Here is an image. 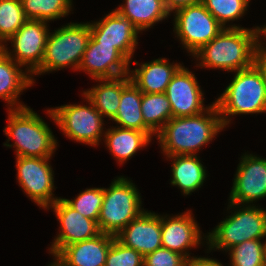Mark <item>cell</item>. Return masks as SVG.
<instances>
[{"mask_svg":"<svg viewBox=\"0 0 266 266\" xmlns=\"http://www.w3.org/2000/svg\"><path fill=\"white\" fill-rule=\"evenodd\" d=\"M266 197V158L243 154L238 164L229 203L250 205Z\"/></svg>","mask_w":266,"mask_h":266,"instance_id":"cell-13","label":"cell"},{"mask_svg":"<svg viewBox=\"0 0 266 266\" xmlns=\"http://www.w3.org/2000/svg\"><path fill=\"white\" fill-rule=\"evenodd\" d=\"M91 38L101 44L113 45L129 62L132 61L140 31L116 10L103 19L90 23Z\"/></svg>","mask_w":266,"mask_h":266,"instance_id":"cell-14","label":"cell"},{"mask_svg":"<svg viewBox=\"0 0 266 266\" xmlns=\"http://www.w3.org/2000/svg\"><path fill=\"white\" fill-rule=\"evenodd\" d=\"M115 238L143 256L152 253L162 247L161 216L155 212L143 211L116 234Z\"/></svg>","mask_w":266,"mask_h":266,"instance_id":"cell-18","label":"cell"},{"mask_svg":"<svg viewBox=\"0 0 266 266\" xmlns=\"http://www.w3.org/2000/svg\"><path fill=\"white\" fill-rule=\"evenodd\" d=\"M139 66L133 71L129 70L132 83L142 93H165L168 84L182 64H170L166 58H158Z\"/></svg>","mask_w":266,"mask_h":266,"instance_id":"cell-20","label":"cell"},{"mask_svg":"<svg viewBox=\"0 0 266 266\" xmlns=\"http://www.w3.org/2000/svg\"><path fill=\"white\" fill-rule=\"evenodd\" d=\"M237 209L230 216L221 221L206 238L208 250H224L228 252L233 246L246 240L266 238V209L258 208L256 205H243L230 203ZM240 206V207H239ZM242 207V208H241Z\"/></svg>","mask_w":266,"mask_h":266,"instance_id":"cell-5","label":"cell"},{"mask_svg":"<svg viewBox=\"0 0 266 266\" xmlns=\"http://www.w3.org/2000/svg\"><path fill=\"white\" fill-rule=\"evenodd\" d=\"M104 198V188H87L73 200L65 201L83 216L98 222Z\"/></svg>","mask_w":266,"mask_h":266,"instance_id":"cell-32","label":"cell"},{"mask_svg":"<svg viewBox=\"0 0 266 266\" xmlns=\"http://www.w3.org/2000/svg\"><path fill=\"white\" fill-rule=\"evenodd\" d=\"M263 266H266V241L264 242Z\"/></svg>","mask_w":266,"mask_h":266,"instance_id":"cell-39","label":"cell"},{"mask_svg":"<svg viewBox=\"0 0 266 266\" xmlns=\"http://www.w3.org/2000/svg\"><path fill=\"white\" fill-rule=\"evenodd\" d=\"M4 51V43L0 40V54Z\"/></svg>","mask_w":266,"mask_h":266,"instance_id":"cell-40","label":"cell"},{"mask_svg":"<svg viewBox=\"0 0 266 266\" xmlns=\"http://www.w3.org/2000/svg\"><path fill=\"white\" fill-rule=\"evenodd\" d=\"M21 67L5 51L0 54V98L8 102V109L25 107L17 98L35 83L33 75L28 74L27 70L24 72Z\"/></svg>","mask_w":266,"mask_h":266,"instance_id":"cell-21","label":"cell"},{"mask_svg":"<svg viewBox=\"0 0 266 266\" xmlns=\"http://www.w3.org/2000/svg\"><path fill=\"white\" fill-rule=\"evenodd\" d=\"M8 111V125L3 130L8 140L3 145L15 147L16 157L51 158L58 142L40 115L28 106Z\"/></svg>","mask_w":266,"mask_h":266,"instance_id":"cell-3","label":"cell"},{"mask_svg":"<svg viewBox=\"0 0 266 266\" xmlns=\"http://www.w3.org/2000/svg\"><path fill=\"white\" fill-rule=\"evenodd\" d=\"M27 20L21 0H0V40L4 44Z\"/></svg>","mask_w":266,"mask_h":266,"instance_id":"cell-30","label":"cell"},{"mask_svg":"<svg viewBox=\"0 0 266 266\" xmlns=\"http://www.w3.org/2000/svg\"><path fill=\"white\" fill-rule=\"evenodd\" d=\"M141 111L144 123L157 134L173 118L165 93H142Z\"/></svg>","mask_w":266,"mask_h":266,"instance_id":"cell-27","label":"cell"},{"mask_svg":"<svg viewBox=\"0 0 266 266\" xmlns=\"http://www.w3.org/2000/svg\"><path fill=\"white\" fill-rule=\"evenodd\" d=\"M47 22L27 20L23 26L8 40L13 46L9 52L4 45L5 53L25 70L32 73L41 65L44 57L47 37L49 35ZM14 53V54H13ZM29 65V66H28Z\"/></svg>","mask_w":266,"mask_h":266,"instance_id":"cell-11","label":"cell"},{"mask_svg":"<svg viewBox=\"0 0 266 266\" xmlns=\"http://www.w3.org/2000/svg\"><path fill=\"white\" fill-rule=\"evenodd\" d=\"M129 65L113 45L97 43L90 37L78 70L92 79L115 78L129 74Z\"/></svg>","mask_w":266,"mask_h":266,"instance_id":"cell-16","label":"cell"},{"mask_svg":"<svg viewBox=\"0 0 266 266\" xmlns=\"http://www.w3.org/2000/svg\"><path fill=\"white\" fill-rule=\"evenodd\" d=\"M141 196L135 184L127 178L117 177L109 188H104V198L98 219L100 232L118 234L143 211Z\"/></svg>","mask_w":266,"mask_h":266,"instance_id":"cell-7","label":"cell"},{"mask_svg":"<svg viewBox=\"0 0 266 266\" xmlns=\"http://www.w3.org/2000/svg\"><path fill=\"white\" fill-rule=\"evenodd\" d=\"M161 216V241L162 247L190 258L187 250L196 248L201 244L202 231L193 219L191 210L180 215Z\"/></svg>","mask_w":266,"mask_h":266,"instance_id":"cell-17","label":"cell"},{"mask_svg":"<svg viewBox=\"0 0 266 266\" xmlns=\"http://www.w3.org/2000/svg\"><path fill=\"white\" fill-rule=\"evenodd\" d=\"M186 258L167 248H159L144 256L143 266H184Z\"/></svg>","mask_w":266,"mask_h":266,"instance_id":"cell-34","label":"cell"},{"mask_svg":"<svg viewBox=\"0 0 266 266\" xmlns=\"http://www.w3.org/2000/svg\"><path fill=\"white\" fill-rule=\"evenodd\" d=\"M215 104L224 128L230 124V116L266 113V82L255 64L236 71Z\"/></svg>","mask_w":266,"mask_h":266,"instance_id":"cell-4","label":"cell"},{"mask_svg":"<svg viewBox=\"0 0 266 266\" xmlns=\"http://www.w3.org/2000/svg\"><path fill=\"white\" fill-rule=\"evenodd\" d=\"M223 128L219 110L215 102H212L200 114L171 118L156 136L162 153L166 156L196 155Z\"/></svg>","mask_w":266,"mask_h":266,"instance_id":"cell-1","label":"cell"},{"mask_svg":"<svg viewBox=\"0 0 266 266\" xmlns=\"http://www.w3.org/2000/svg\"><path fill=\"white\" fill-rule=\"evenodd\" d=\"M264 36L266 38V26L264 25L263 27H259V37Z\"/></svg>","mask_w":266,"mask_h":266,"instance_id":"cell-38","label":"cell"},{"mask_svg":"<svg viewBox=\"0 0 266 266\" xmlns=\"http://www.w3.org/2000/svg\"><path fill=\"white\" fill-rule=\"evenodd\" d=\"M264 44L266 43H263L260 39L257 42L254 52V64L260 70L266 82V47L263 46Z\"/></svg>","mask_w":266,"mask_h":266,"instance_id":"cell-35","label":"cell"},{"mask_svg":"<svg viewBox=\"0 0 266 266\" xmlns=\"http://www.w3.org/2000/svg\"><path fill=\"white\" fill-rule=\"evenodd\" d=\"M262 239L246 240L230 248V266H263Z\"/></svg>","mask_w":266,"mask_h":266,"instance_id":"cell-31","label":"cell"},{"mask_svg":"<svg viewBox=\"0 0 266 266\" xmlns=\"http://www.w3.org/2000/svg\"><path fill=\"white\" fill-rule=\"evenodd\" d=\"M173 13L175 37L179 38L191 55L211 42L224 29L202 2L182 7Z\"/></svg>","mask_w":266,"mask_h":266,"instance_id":"cell-9","label":"cell"},{"mask_svg":"<svg viewBox=\"0 0 266 266\" xmlns=\"http://www.w3.org/2000/svg\"><path fill=\"white\" fill-rule=\"evenodd\" d=\"M94 80L100 83L87 91H83L82 95L93 104L103 118L108 117L113 120L120 105L122 76Z\"/></svg>","mask_w":266,"mask_h":266,"instance_id":"cell-26","label":"cell"},{"mask_svg":"<svg viewBox=\"0 0 266 266\" xmlns=\"http://www.w3.org/2000/svg\"><path fill=\"white\" fill-rule=\"evenodd\" d=\"M115 10L132 22L140 32L170 16L163 0H125Z\"/></svg>","mask_w":266,"mask_h":266,"instance_id":"cell-25","label":"cell"},{"mask_svg":"<svg viewBox=\"0 0 266 266\" xmlns=\"http://www.w3.org/2000/svg\"><path fill=\"white\" fill-rule=\"evenodd\" d=\"M51 158L16 157L17 180L19 185L38 206L47 209L54 198V171L48 161Z\"/></svg>","mask_w":266,"mask_h":266,"instance_id":"cell-10","label":"cell"},{"mask_svg":"<svg viewBox=\"0 0 266 266\" xmlns=\"http://www.w3.org/2000/svg\"><path fill=\"white\" fill-rule=\"evenodd\" d=\"M115 238L100 233L94 238L64 246L54 257V266H105L109 248Z\"/></svg>","mask_w":266,"mask_h":266,"instance_id":"cell-19","label":"cell"},{"mask_svg":"<svg viewBox=\"0 0 266 266\" xmlns=\"http://www.w3.org/2000/svg\"><path fill=\"white\" fill-rule=\"evenodd\" d=\"M144 256L120 243L116 238L109 248L105 266H143Z\"/></svg>","mask_w":266,"mask_h":266,"instance_id":"cell-33","label":"cell"},{"mask_svg":"<svg viewBox=\"0 0 266 266\" xmlns=\"http://www.w3.org/2000/svg\"><path fill=\"white\" fill-rule=\"evenodd\" d=\"M90 37V22H71L49 32L41 65L32 74L41 75L71 66L78 70Z\"/></svg>","mask_w":266,"mask_h":266,"instance_id":"cell-6","label":"cell"},{"mask_svg":"<svg viewBox=\"0 0 266 266\" xmlns=\"http://www.w3.org/2000/svg\"><path fill=\"white\" fill-rule=\"evenodd\" d=\"M28 20L54 21L72 11V0H21Z\"/></svg>","mask_w":266,"mask_h":266,"instance_id":"cell-28","label":"cell"},{"mask_svg":"<svg viewBox=\"0 0 266 266\" xmlns=\"http://www.w3.org/2000/svg\"><path fill=\"white\" fill-rule=\"evenodd\" d=\"M87 105H61L48 109L47 114L53 119L62 132L71 140L88 144L99 145L104 132L103 116L85 97Z\"/></svg>","mask_w":266,"mask_h":266,"instance_id":"cell-8","label":"cell"},{"mask_svg":"<svg viewBox=\"0 0 266 266\" xmlns=\"http://www.w3.org/2000/svg\"><path fill=\"white\" fill-rule=\"evenodd\" d=\"M184 266H223V264L212 258L191 257L185 260Z\"/></svg>","mask_w":266,"mask_h":266,"instance_id":"cell-36","label":"cell"},{"mask_svg":"<svg viewBox=\"0 0 266 266\" xmlns=\"http://www.w3.org/2000/svg\"><path fill=\"white\" fill-rule=\"evenodd\" d=\"M196 76L182 66L171 79L165 94L170 101L173 117H188L206 111L204 93Z\"/></svg>","mask_w":266,"mask_h":266,"instance_id":"cell-15","label":"cell"},{"mask_svg":"<svg viewBox=\"0 0 266 266\" xmlns=\"http://www.w3.org/2000/svg\"><path fill=\"white\" fill-rule=\"evenodd\" d=\"M250 0H201L205 8L219 22L223 28H241L240 26L227 25L230 21L238 20L247 11Z\"/></svg>","mask_w":266,"mask_h":266,"instance_id":"cell-29","label":"cell"},{"mask_svg":"<svg viewBox=\"0 0 266 266\" xmlns=\"http://www.w3.org/2000/svg\"><path fill=\"white\" fill-rule=\"evenodd\" d=\"M141 101L142 92L132 83L129 74L122 76L120 105L113 121L121 128L144 131L152 139L156 134L144 123Z\"/></svg>","mask_w":266,"mask_h":266,"instance_id":"cell-22","label":"cell"},{"mask_svg":"<svg viewBox=\"0 0 266 266\" xmlns=\"http://www.w3.org/2000/svg\"><path fill=\"white\" fill-rule=\"evenodd\" d=\"M104 142L114 158L123 164L132 158L138 150L151 142V138L144 132L121 127H111L106 130Z\"/></svg>","mask_w":266,"mask_h":266,"instance_id":"cell-23","label":"cell"},{"mask_svg":"<svg viewBox=\"0 0 266 266\" xmlns=\"http://www.w3.org/2000/svg\"><path fill=\"white\" fill-rule=\"evenodd\" d=\"M172 159V186L180 188L185 195L203 186L207 171L197 155L166 156Z\"/></svg>","mask_w":266,"mask_h":266,"instance_id":"cell-24","label":"cell"},{"mask_svg":"<svg viewBox=\"0 0 266 266\" xmlns=\"http://www.w3.org/2000/svg\"><path fill=\"white\" fill-rule=\"evenodd\" d=\"M50 208L60 223V232L49 249L53 256L64 246L94 238L101 233L96 221L80 214L65 201V198L59 197L47 210Z\"/></svg>","mask_w":266,"mask_h":266,"instance_id":"cell-12","label":"cell"},{"mask_svg":"<svg viewBox=\"0 0 266 266\" xmlns=\"http://www.w3.org/2000/svg\"><path fill=\"white\" fill-rule=\"evenodd\" d=\"M166 10L171 14L182 7H186L195 3L201 2V0H163Z\"/></svg>","mask_w":266,"mask_h":266,"instance_id":"cell-37","label":"cell"},{"mask_svg":"<svg viewBox=\"0 0 266 266\" xmlns=\"http://www.w3.org/2000/svg\"><path fill=\"white\" fill-rule=\"evenodd\" d=\"M259 39V26L248 28H224L211 42L203 45L192 56L200 67L236 71L254 64V52Z\"/></svg>","mask_w":266,"mask_h":266,"instance_id":"cell-2","label":"cell"}]
</instances>
